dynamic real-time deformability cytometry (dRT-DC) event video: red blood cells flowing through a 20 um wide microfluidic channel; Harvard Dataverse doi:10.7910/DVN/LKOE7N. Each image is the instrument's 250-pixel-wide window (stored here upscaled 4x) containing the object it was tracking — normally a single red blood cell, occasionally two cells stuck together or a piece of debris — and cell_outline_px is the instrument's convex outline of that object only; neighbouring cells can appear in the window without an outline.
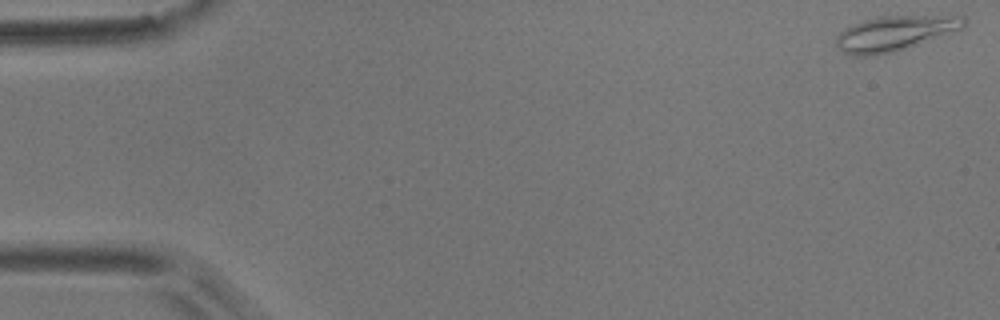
{"species": "common noctule bat (a hibernating species)", "species_latin": "Nyctalus noctula", "temperature_condition": "room temperature", "stored_images_in_passage": 54, "camera_frame_rate_fps": 3000, "um_per_image_px": 0.085, "animal": {"sex": "male", "body_mass_g": 17.9}, "frame": {"image": 1, "passage_image": 1, "time_ms": 0.0, "image_size_px": [1000, 320], "cell_outline_px": [[964, 28], [892, 52], [876, 56], [852, 56], [844, 52], [836, 44], [836, 36], [844, 28], [852, 24], [864, 20], [880, 16], [964, 16]], "centroid_in_image_um": [75.98, 2.83], "position_along_channel_um": 9.0, "area_um2": 25.61}}
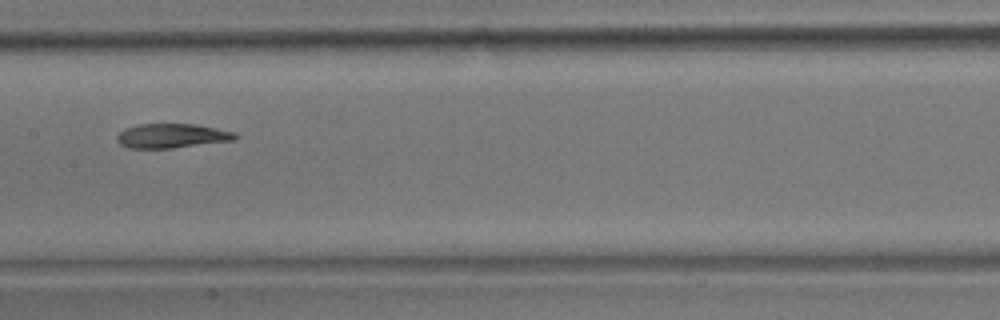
{"frame": {"image": 2, "passage_image": 27, "time_ms": 8.667, "image_size_px": [1000, 320], "cell_outline_px": [[240, 136], [236, 140], [172, 148], [128, 148], [120, 144], [116, 140], [116, 136], [124, 128], [140, 124], [196, 124], [236, 132]], "centroid_in_image_um": [14.63, 11.54], "position_along_channel_um": 192.8, "area_um2": 16.94}}
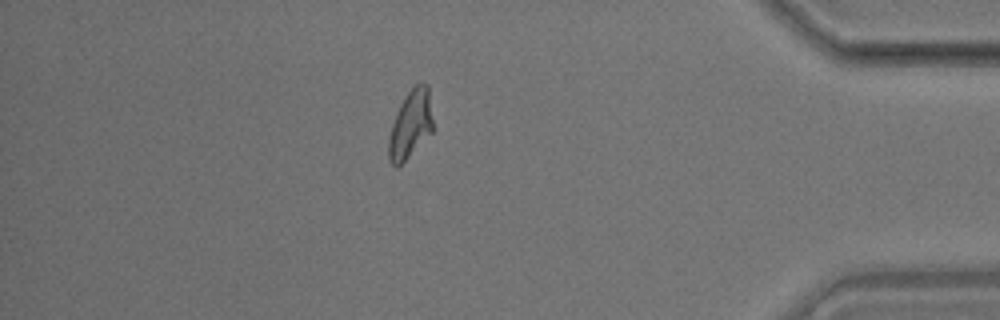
{"frame": {"image": 3, "passage_image": 47, "time_ms": 15.333, "image_size_px": [1000, 320], "cell_outline_px": [[432, 132], [396, 168], [388, 160], [388, 140], [392, 124], [396, 112], [400, 104], [408, 92], [420, 80], [428, 84], [432, 120]], "centroid_in_image_um": [34.88, 10.54], "position_along_channel_um": 400.3, "area_um2": 17.34}, "authors_computed_cell_mechanics": {"area_um2": 17.918, "velocity_mm_per_s": 3.6859, "shape_relaxation_time_tau1_ms": null, "shape_relaxation_time_tau2_ms": 3.1113, "deformation_change_tau1": null, "deformation_change_tau2": 0.075}}